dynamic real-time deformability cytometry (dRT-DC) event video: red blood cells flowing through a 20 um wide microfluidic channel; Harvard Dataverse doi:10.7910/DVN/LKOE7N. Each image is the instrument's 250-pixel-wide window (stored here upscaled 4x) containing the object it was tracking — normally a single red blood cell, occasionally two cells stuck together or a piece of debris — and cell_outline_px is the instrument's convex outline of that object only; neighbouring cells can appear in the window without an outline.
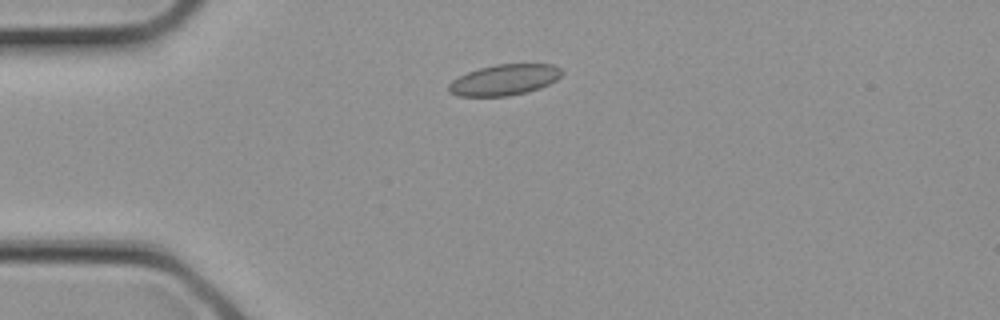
{"species": "common noctule bat (a hibernating species)", "species_latin": "Nyctalus noctula", "temperature_condition": "cold", "stored_images_in_passage": 26, "camera_frame_rate_fps": 3000, "um_per_image_px": 0.085, "animal": {"sex": "female", "body_mass_g": 21.9}, "frame": {"image": 1, "passage_image": 5, "time_ms": 1.333, "image_size_px": [1000, 320], "cell_outline_px": [[564, 72], [556, 80], [540, 88], [528, 92], [508, 96], [460, 96], [448, 92], [448, 84], [452, 80], [468, 72], [480, 68], [496, 64], [552, 64], [560, 68]], "centroid_in_image_um": [42.88, 6.79], "position_along_channel_um": 42.1, "area_um2": 20.35}}
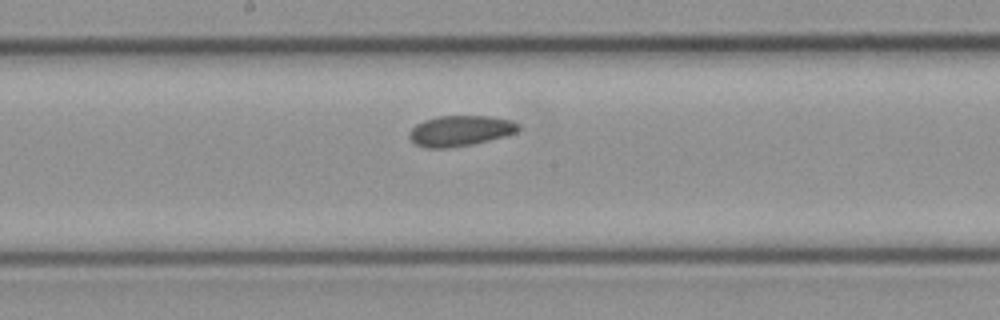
{"frame": {"image": 2, "passage_image": 13, "time_ms": 4.0, "image_size_px": [1000, 320], "cell_outline_px": [[520, 128], [516, 132], [504, 136], [472, 144], [448, 148], [424, 148], [416, 144], [408, 136], [408, 132], [416, 124], [424, 120], [440, 116], [488, 116], [512, 120], [520, 124]], "centroid_in_image_um": [39.11, 11.11], "position_along_channel_um": 209.1, "area_um2": 19.42}}
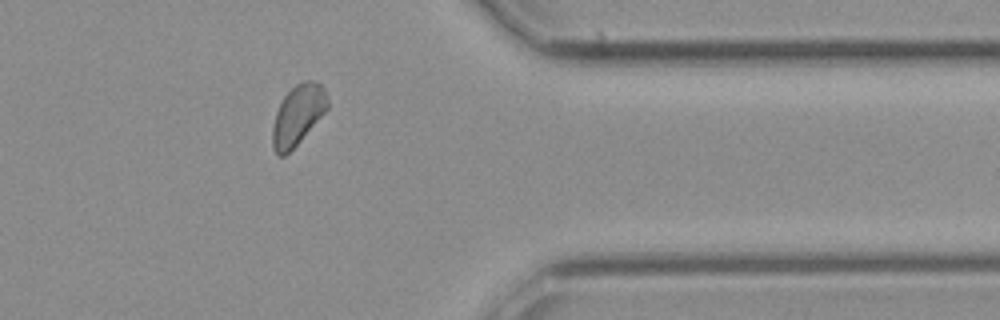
{"frame": {"image": 3, "passage_image": 21, "time_ms": 6.667, "image_size_px": [1000, 320], "cell_outline_px": [[328, 108], [300, 140], [284, 156], [276, 156], [272, 148], [272, 128], [276, 112], [284, 96], [296, 84], [304, 80], [312, 80], [320, 84], [324, 88], [328, 100]], "centroid_in_image_um": [25.3, 9.77], "position_along_channel_um": 386.1, "area_um2": 19.02}}